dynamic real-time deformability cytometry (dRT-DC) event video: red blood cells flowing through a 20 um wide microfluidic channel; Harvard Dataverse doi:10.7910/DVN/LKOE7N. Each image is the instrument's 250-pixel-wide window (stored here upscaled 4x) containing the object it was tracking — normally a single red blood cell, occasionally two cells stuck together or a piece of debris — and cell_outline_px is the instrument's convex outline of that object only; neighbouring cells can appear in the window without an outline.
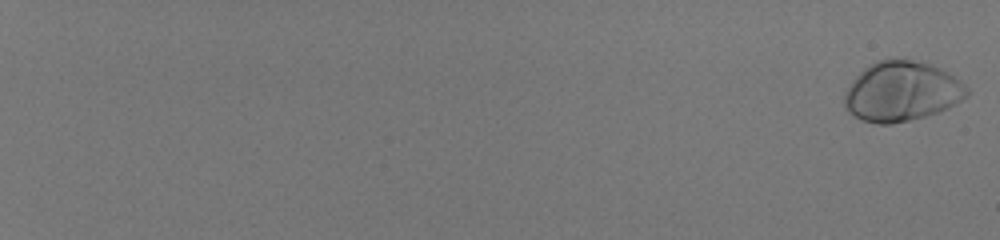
{"species": "human", "species_latin": "Homo sapiens", "temperature_condition": "room temperature", "stored_images_in_passage": 58, "camera_frame_rate_fps": 3000, "um_per_image_px": 0.085, "donor": {"sex": "male"}, "frame": {"image": 1, "passage_image": 1, "time_ms": 0.0, "image_size_px": [1000, 240], "cell_outline_px": [[968, 96], [948, 108], [924, 116], [892, 124], [876, 124], [860, 120], [848, 112], [844, 108], [844, 92], [852, 80], [864, 68], [876, 60], [912, 60], [928, 64], [940, 68], [948, 72], [960, 80], [968, 88]], "centroid_in_image_um": [76.61, 7.79], "position_along_channel_um": 8.4, "area_um2": 42.66}}
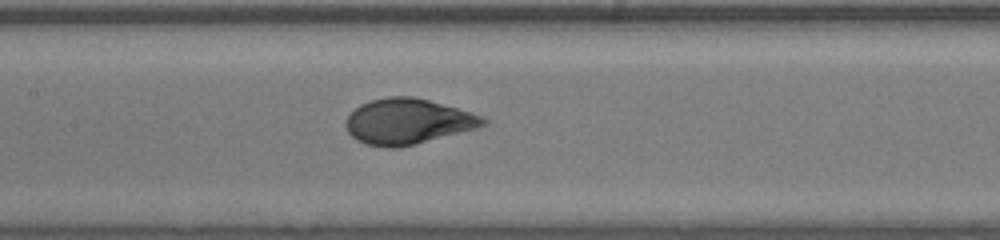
{"frame": {"image": 2, "passage_image": 35, "time_ms": 11.333, "image_size_px": [1000, 240], "cell_outline_px": [[488, 124], [476, 128], [396, 148], [388, 148], [364, 144], [356, 140], [348, 132], [344, 124], [348, 116], [360, 104], [372, 100], [388, 96], [412, 96], [428, 100], [472, 112], [484, 116], [488, 120]], "centroid_in_image_um": [34.65, 10.32], "position_along_channel_um": 172.8, "area_um2": 36.18}}
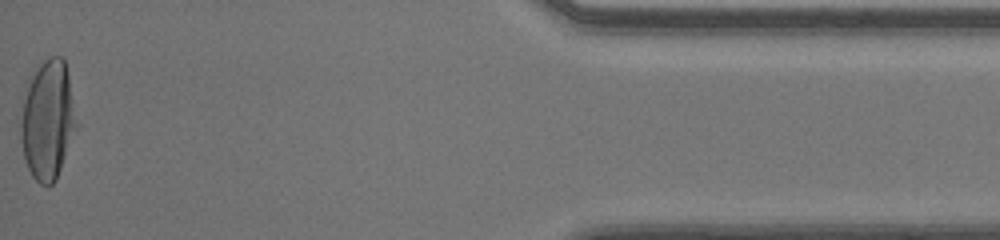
{"frame": {"image": 3, "passage_image": 58, "time_ms": 19.0, "image_size_px": [1000, 240], "cell_outline_px": [[80, 124], [56, 180], [48, 188], [40, 184], [32, 176], [24, 160], [20, 140], [16, 116], [28, 80], [40, 64], [44, 60], [52, 56], [60, 56], [64, 60]], "centroid_in_image_um": [4.03, 10.24], "position_along_channel_um": 431.2, "area_um2": 40.46}, "authors_computed_cell_mechanics": {"area_um2": 37.7434, "velocity_mm_per_s": 4.0814, "shape_relaxation_time_tau1_ms": 3.0584, "shape_relaxation_time_tau2_ms": null, "deformation_change_tau1": 0.1892, "deformation_change_tau2": null}}